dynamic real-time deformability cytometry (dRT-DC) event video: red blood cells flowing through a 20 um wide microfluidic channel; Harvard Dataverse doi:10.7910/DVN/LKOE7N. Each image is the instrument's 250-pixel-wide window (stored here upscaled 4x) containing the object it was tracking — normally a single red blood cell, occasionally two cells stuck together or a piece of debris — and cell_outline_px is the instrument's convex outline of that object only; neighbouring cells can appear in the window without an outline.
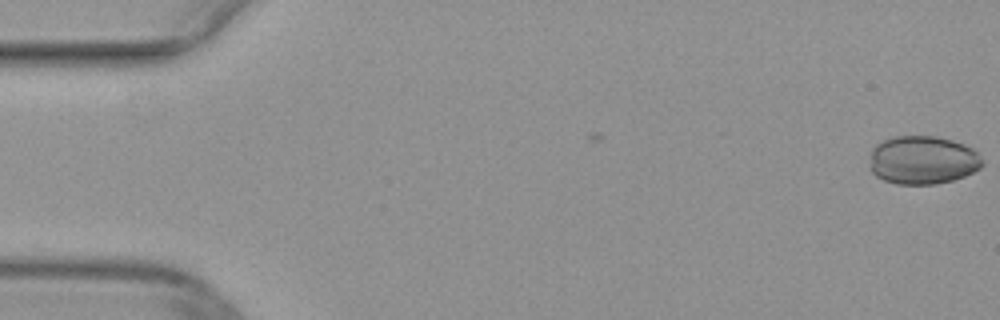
{"species": "common noctule bat (a hibernating species)", "species_latin": "Nyctalus noctula", "temperature_condition": "warm", "stored_images_in_passage": 6, "camera_frame_rate_fps": 3000, "um_per_image_px": 0.085, "animal": {"sex": "female", "body_mass_g": 29.2, "forearm_length_mm": 56.3}, "frame": {"image": 1, "passage_image": 1, "time_ms": 0.0, "image_size_px": [1000, 320], "cell_outline_px": [[984, 164], [980, 168], [964, 176], [952, 180], [936, 184], [896, 184], [884, 180], [876, 176], [872, 172], [872, 148], [876, 144], [892, 136], [936, 136], [952, 140], [964, 144], [972, 148], [976, 152]], "centroid_in_image_um": [78.44, 13.6], "position_along_channel_um": 6.6, "area_um2": 31.62}}